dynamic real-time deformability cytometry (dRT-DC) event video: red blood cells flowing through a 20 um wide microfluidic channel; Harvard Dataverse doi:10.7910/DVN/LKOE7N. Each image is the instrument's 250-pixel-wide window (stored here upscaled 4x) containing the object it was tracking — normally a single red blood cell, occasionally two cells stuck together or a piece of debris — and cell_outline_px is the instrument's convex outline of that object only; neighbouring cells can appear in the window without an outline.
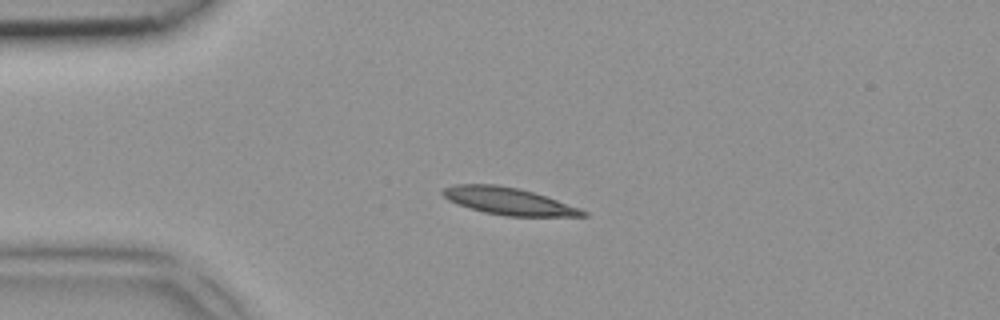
{"species": "common noctule bat (a hibernating species)", "species_latin": "Nyctalus noctula", "temperature_condition": "room temperature", "stored_images_in_passage": 3, "camera_frame_rate_fps": 3000, "um_per_image_px": 0.085, "animal": {"sex": "female", "body_mass_g": 18.4}, "frame": {"image": 1, "passage_image": 2, "time_ms": 0.333, "image_size_px": [1000, 320], "cell_outline_px": [[588, 216], [504, 216], [484, 212], [456, 204], [448, 200], [440, 192], [444, 188], [452, 184], [496, 184], [520, 188], [548, 196], [580, 208], [588, 212]], "centroid_in_image_um": [43.22, 17.09], "position_along_channel_um": 41.8, "area_um2": 22.43}}
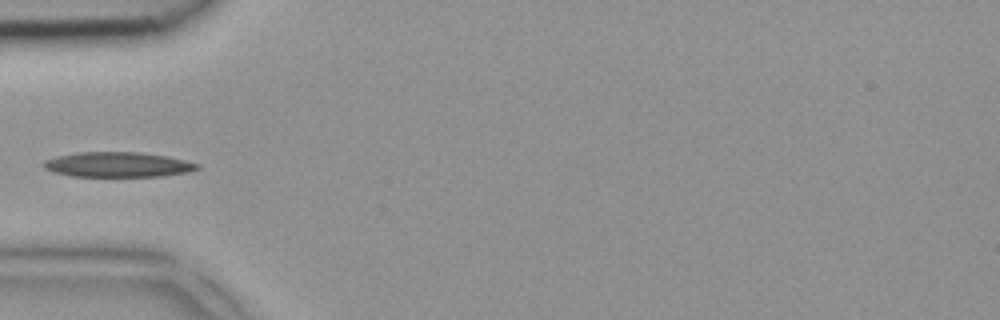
{"frame": {"image": 2, "passage_image": 3, "time_ms": 0.667, "image_size_px": [1000, 320], "cell_outline_px": [[200, 168], [188, 172], [160, 176], [72, 176], [52, 172], [44, 168], [44, 160], [56, 156], [76, 152], [140, 152], [168, 156], [200, 164]], "centroid_in_image_um": [10.01, 13.98], "position_along_channel_um": 75.0, "area_um2": 22.43}}